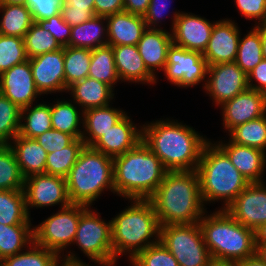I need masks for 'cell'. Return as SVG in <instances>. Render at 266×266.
<instances>
[{"instance_id":"680465c9","label":"cell","mask_w":266,"mask_h":266,"mask_svg":"<svg viewBox=\"0 0 266 266\" xmlns=\"http://www.w3.org/2000/svg\"><path fill=\"white\" fill-rule=\"evenodd\" d=\"M255 244L266 243V223L260 225L255 231Z\"/></svg>"},{"instance_id":"816d5d0a","label":"cell","mask_w":266,"mask_h":266,"mask_svg":"<svg viewBox=\"0 0 266 266\" xmlns=\"http://www.w3.org/2000/svg\"><path fill=\"white\" fill-rule=\"evenodd\" d=\"M247 76L250 89L266 94V59H263Z\"/></svg>"},{"instance_id":"681fc988","label":"cell","mask_w":266,"mask_h":266,"mask_svg":"<svg viewBox=\"0 0 266 266\" xmlns=\"http://www.w3.org/2000/svg\"><path fill=\"white\" fill-rule=\"evenodd\" d=\"M168 3L171 4L172 0H150L148 9L143 16L148 29H162L160 25L164 22L162 19L166 15L168 17L166 13L170 12Z\"/></svg>"},{"instance_id":"30bf717a","label":"cell","mask_w":266,"mask_h":266,"mask_svg":"<svg viewBox=\"0 0 266 266\" xmlns=\"http://www.w3.org/2000/svg\"><path fill=\"white\" fill-rule=\"evenodd\" d=\"M159 241L179 266H207L212 258L198 223L160 226Z\"/></svg>"},{"instance_id":"4dcf8cb0","label":"cell","mask_w":266,"mask_h":266,"mask_svg":"<svg viewBox=\"0 0 266 266\" xmlns=\"http://www.w3.org/2000/svg\"><path fill=\"white\" fill-rule=\"evenodd\" d=\"M31 218L25 224H0V258L16 255L33 243Z\"/></svg>"},{"instance_id":"c3c4849f","label":"cell","mask_w":266,"mask_h":266,"mask_svg":"<svg viewBox=\"0 0 266 266\" xmlns=\"http://www.w3.org/2000/svg\"><path fill=\"white\" fill-rule=\"evenodd\" d=\"M62 3L63 0H27L34 22L60 14Z\"/></svg>"},{"instance_id":"4316f807","label":"cell","mask_w":266,"mask_h":266,"mask_svg":"<svg viewBox=\"0 0 266 266\" xmlns=\"http://www.w3.org/2000/svg\"><path fill=\"white\" fill-rule=\"evenodd\" d=\"M8 145L25 179L31 175L45 174L47 152L36 139L16 135Z\"/></svg>"},{"instance_id":"d6986e66","label":"cell","mask_w":266,"mask_h":266,"mask_svg":"<svg viewBox=\"0 0 266 266\" xmlns=\"http://www.w3.org/2000/svg\"><path fill=\"white\" fill-rule=\"evenodd\" d=\"M241 33L235 20L230 18L217 20L207 47L202 53L207 65L235 62Z\"/></svg>"},{"instance_id":"be15d7a7","label":"cell","mask_w":266,"mask_h":266,"mask_svg":"<svg viewBox=\"0 0 266 266\" xmlns=\"http://www.w3.org/2000/svg\"><path fill=\"white\" fill-rule=\"evenodd\" d=\"M0 4H18L27 6V0H0Z\"/></svg>"},{"instance_id":"ab89813d","label":"cell","mask_w":266,"mask_h":266,"mask_svg":"<svg viewBox=\"0 0 266 266\" xmlns=\"http://www.w3.org/2000/svg\"><path fill=\"white\" fill-rule=\"evenodd\" d=\"M24 181L13 150L9 145H0V191L23 190Z\"/></svg>"},{"instance_id":"f6af8a7d","label":"cell","mask_w":266,"mask_h":266,"mask_svg":"<svg viewBox=\"0 0 266 266\" xmlns=\"http://www.w3.org/2000/svg\"><path fill=\"white\" fill-rule=\"evenodd\" d=\"M41 27L49 31L61 47L69 45L71 26L65 22L61 13L37 22Z\"/></svg>"},{"instance_id":"7bdbcfd3","label":"cell","mask_w":266,"mask_h":266,"mask_svg":"<svg viewBox=\"0 0 266 266\" xmlns=\"http://www.w3.org/2000/svg\"><path fill=\"white\" fill-rule=\"evenodd\" d=\"M26 60L24 38L0 34V74Z\"/></svg>"},{"instance_id":"7c38bea8","label":"cell","mask_w":266,"mask_h":266,"mask_svg":"<svg viewBox=\"0 0 266 266\" xmlns=\"http://www.w3.org/2000/svg\"><path fill=\"white\" fill-rule=\"evenodd\" d=\"M24 194L27 213L30 209L60 205V209L71 205L66 178L50 175L35 174L24 181Z\"/></svg>"},{"instance_id":"74e56055","label":"cell","mask_w":266,"mask_h":266,"mask_svg":"<svg viewBox=\"0 0 266 266\" xmlns=\"http://www.w3.org/2000/svg\"><path fill=\"white\" fill-rule=\"evenodd\" d=\"M228 136L229 140L235 144L254 147L266 152V115L233 128Z\"/></svg>"},{"instance_id":"5bb4252c","label":"cell","mask_w":266,"mask_h":266,"mask_svg":"<svg viewBox=\"0 0 266 266\" xmlns=\"http://www.w3.org/2000/svg\"><path fill=\"white\" fill-rule=\"evenodd\" d=\"M170 27L172 41L187 50L203 53L216 21L184 11H173Z\"/></svg>"},{"instance_id":"60d3db41","label":"cell","mask_w":266,"mask_h":266,"mask_svg":"<svg viewBox=\"0 0 266 266\" xmlns=\"http://www.w3.org/2000/svg\"><path fill=\"white\" fill-rule=\"evenodd\" d=\"M24 45L28 59L62 48L53 35L37 22H34L25 34Z\"/></svg>"},{"instance_id":"8fae6325","label":"cell","mask_w":266,"mask_h":266,"mask_svg":"<svg viewBox=\"0 0 266 266\" xmlns=\"http://www.w3.org/2000/svg\"><path fill=\"white\" fill-rule=\"evenodd\" d=\"M208 65L203 54L198 51L187 50L174 43L168 49L164 76L176 87H195L202 82L206 84Z\"/></svg>"},{"instance_id":"484cf974","label":"cell","mask_w":266,"mask_h":266,"mask_svg":"<svg viewBox=\"0 0 266 266\" xmlns=\"http://www.w3.org/2000/svg\"><path fill=\"white\" fill-rule=\"evenodd\" d=\"M67 93L83 112L107 106L115 97L114 90L109 85L90 77L72 84Z\"/></svg>"},{"instance_id":"5b68a950","label":"cell","mask_w":266,"mask_h":266,"mask_svg":"<svg viewBox=\"0 0 266 266\" xmlns=\"http://www.w3.org/2000/svg\"><path fill=\"white\" fill-rule=\"evenodd\" d=\"M196 172L205 207L208 203L223 201L218 208L226 210L250 184L231 163L227 154L211 139L203 148Z\"/></svg>"},{"instance_id":"94428289","label":"cell","mask_w":266,"mask_h":266,"mask_svg":"<svg viewBox=\"0 0 266 266\" xmlns=\"http://www.w3.org/2000/svg\"><path fill=\"white\" fill-rule=\"evenodd\" d=\"M105 266L102 264H98L96 266ZM57 266H91L90 264H86L85 262H70V261H66L63 259H60V261L58 262Z\"/></svg>"},{"instance_id":"91938a15","label":"cell","mask_w":266,"mask_h":266,"mask_svg":"<svg viewBox=\"0 0 266 266\" xmlns=\"http://www.w3.org/2000/svg\"><path fill=\"white\" fill-rule=\"evenodd\" d=\"M207 266H238V263L225 259L211 258Z\"/></svg>"},{"instance_id":"603a6c76","label":"cell","mask_w":266,"mask_h":266,"mask_svg":"<svg viewBox=\"0 0 266 266\" xmlns=\"http://www.w3.org/2000/svg\"><path fill=\"white\" fill-rule=\"evenodd\" d=\"M119 79L122 82L149 86L157 84V79L148 71L137 45L112 46Z\"/></svg>"},{"instance_id":"b9f144b4","label":"cell","mask_w":266,"mask_h":266,"mask_svg":"<svg viewBox=\"0 0 266 266\" xmlns=\"http://www.w3.org/2000/svg\"><path fill=\"white\" fill-rule=\"evenodd\" d=\"M21 109L0 92V145L19 134Z\"/></svg>"},{"instance_id":"e0dca14e","label":"cell","mask_w":266,"mask_h":266,"mask_svg":"<svg viewBox=\"0 0 266 266\" xmlns=\"http://www.w3.org/2000/svg\"><path fill=\"white\" fill-rule=\"evenodd\" d=\"M0 92L20 109L38 103L41 94L35 85L29 59L0 74Z\"/></svg>"},{"instance_id":"6f0895ef","label":"cell","mask_w":266,"mask_h":266,"mask_svg":"<svg viewBox=\"0 0 266 266\" xmlns=\"http://www.w3.org/2000/svg\"><path fill=\"white\" fill-rule=\"evenodd\" d=\"M259 31L261 43H262V55L263 59H266V23L254 25Z\"/></svg>"},{"instance_id":"9f6ffc18","label":"cell","mask_w":266,"mask_h":266,"mask_svg":"<svg viewBox=\"0 0 266 266\" xmlns=\"http://www.w3.org/2000/svg\"><path fill=\"white\" fill-rule=\"evenodd\" d=\"M238 266H266V263L263 262L258 256L257 254L246 258L243 261H240L238 263Z\"/></svg>"},{"instance_id":"ffe728a7","label":"cell","mask_w":266,"mask_h":266,"mask_svg":"<svg viewBox=\"0 0 266 266\" xmlns=\"http://www.w3.org/2000/svg\"><path fill=\"white\" fill-rule=\"evenodd\" d=\"M128 115L114 124L91 147L112 158L134 149L142 141V124H134Z\"/></svg>"},{"instance_id":"7dc6e473","label":"cell","mask_w":266,"mask_h":266,"mask_svg":"<svg viewBox=\"0 0 266 266\" xmlns=\"http://www.w3.org/2000/svg\"><path fill=\"white\" fill-rule=\"evenodd\" d=\"M238 13L255 24L266 23V0H234ZM258 20V21H257Z\"/></svg>"},{"instance_id":"db71d44e","label":"cell","mask_w":266,"mask_h":266,"mask_svg":"<svg viewBox=\"0 0 266 266\" xmlns=\"http://www.w3.org/2000/svg\"><path fill=\"white\" fill-rule=\"evenodd\" d=\"M150 0H124V11L144 16Z\"/></svg>"},{"instance_id":"d590c367","label":"cell","mask_w":266,"mask_h":266,"mask_svg":"<svg viewBox=\"0 0 266 266\" xmlns=\"http://www.w3.org/2000/svg\"><path fill=\"white\" fill-rule=\"evenodd\" d=\"M239 39L235 63L246 74L254 69L262 60V43L259 31L253 26L244 37Z\"/></svg>"},{"instance_id":"cb8c5ba5","label":"cell","mask_w":266,"mask_h":266,"mask_svg":"<svg viewBox=\"0 0 266 266\" xmlns=\"http://www.w3.org/2000/svg\"><path fill=\"white\" fill-rule=\"evenodd\" d=\"M107 19L108 45H137L147 30L146 22L141 15L126 11L118 12Z\"/></svg>"},{"instance_id":"f907efd6","label":"cell","mask_w":266,"mask_h":266,"mask_svg":"<svg viewBox=\"0 0 266 266\" xmlns=\"http://www.w3.org/2000/svg\"><path fill=\"white\" fill-rule=\"evenodd\" d=\"M62 18L71 27L84 23L95 16V10L72 9V6L61 4Z\"/></svg>"},{"instance_id":"d4e9b609","label":"cell","mask_w":266,"mask_h":266,"mask_svg":"<svg viewBox=\"0 0 266 266\" xmlns=\"http://www.w3.org/2000/svg\"><path fill=\"white\" fill-rule=\"evenodd\" d=\"M112 104L88 109L83 112L82 140L86 147H91L127 114L122 108L112 107Z\"/></svg>"},{"instance_id":"8d00e7d4","label":"cell","mask_w":266,"mask_h":266,"mask_svg":"<svg viewBox=\"0 0 266 266\" xmlns=\"http://www.w3.org/2000/svg\"><path fill=\"white\" fill-rule=\"evenodd\" d=\"M91 63V49L64 47L65 85L68 88L88 77Z\"/></svg>"},{"instance_id":"f1b7e54d","label":"cell","mask_w":266,"mask_h":266,"mask_svg":"<svg viewBox=\"0 0 266 266\" xmlns=\"http://www.w3.org/2000/svg\"><path fill=\"white\" fill-rule=\"evenodd\" d=\"M108 45L107 19L94 16L82 24L71 27L70 47L95 49Z\"/></svg>"},{"instance_id":"44dd1931","label":"cell","mask_w":266,"mask_h":266,"mask_svg":"<svg viewBox=\"0 0 266 266\" xmlns=\"http://www.w3.org/2000/svg\"><path fill=\"white\" fill-rule=\"evenodd\" d=\"M215 143L250 183H260L265 180L263 175L266 168V152L254 147L235 144L230 140H219Z\"/></svg>"},{"instance_id":"ee69618b","label":"cell","mask_w":266,"mask_h":266,"mask_svg":"<svg viewBox=\"0 0 266 266\" xmlns=\"http://www.w3.org/2000/svg\"><path fill=\"white\" fill-rule=\"evenodd\" d=\"M130 264L132 266H179L178 261L160 241L137 253L130 260Z\"/></svg>"},{"instance_id":"8992f818","label":"cell","mask_w":266,"mask_h":266,"mask_svg":"<svg viewBox=\"0 0 266 266\" xmlns=\"http://www.w3.org/2000/svg\"><path fill=\"white\" fill-rule=\"evenodd\" d=\"M207 213L199 225L212 258L239 263L256 254L254 230L237 222L226 210Z\"/></svg>"},{"instance_id":"6da1fadb","label":"cell","mask_w":266,"mask_h":266,"mask_svg":"<svg viewBox=\"0 0 266 266\" xmlns=\"http://www.w3.org/2000/svg\"><path fill=\"white\" fill-rule=\"evenodd\" d=\"M142 141L167 171H188L196 170L209 139L192 126L167 117L144 123Z\"/></svg>"},{"instance_id":"e575fe53","label":"cell","mask_w":266,"mask_h":266,"mask_svg":"<svg viewBox=\"0 0 266 266\" xmlns=\"http://www.w3.org/2000/svg\"><path fill=\"white\" fill-rule=\"evenodd\" d=\"M84 147V141L78 138L67 147L47 154L45 173L66 178Z\"/></svg>"},{"instance_id":"bcb514c9","label":"cell","mask_w":266,"mask_h":266,"mask_svg":"<svg viewBox=\"0 0 266 266\" xmlns=\"http://www.w3.org/2000/svg\"><path fill=\"white\" fill-rule=\"evenodd\" d=\"M35 139L44 148L47 154L56 150H61L75 140L72 135L54 129L44 132Z\"/></svg>"},{"instance_id":"9a60e30c","label":"cell","mask_w":266,"mask_h":266,"mask_svg":"<svg viewBox=\"0 0 266 266\" xmlns=\"http://www.w3.org/2000/svg\"><path fill=\"white\" fill-rule=\"evenodd\" d=\"M265 182L250 183L226 209L237 222L254 231L266 223Z\"/></svg>"},{"instance_id":"4fadbf2b","label":"cell","mask_w":266,"mask_h":266,"mask_svg":"<svg viewBox=\"0 0 266 266\" xmlns=\"http://www.w3.org/2000/svg\"><path fill=\"white\" fill-rule=\"evenodd\" d=\"M248 88V76L235 62L208 66L204 92L213 105L221 106Z\"/></svg>"},{"instance_id":"9c48e42d","label":"cell","mask_w":266,"mask_h":266,"mask_svg":"<svg viewBox=\"0 0 266 266\" xmlns=\"http://www.w3.org/2000/svg\"><path fill=\"white\" fill-rule=\"evenodd\" d=\"M101 213L88 207L80 216L72 244L95 264L114 266L111 220L102 219Z\"/></svg>"},{"instance_id":"f35d334b","label":"cell","mask_w":266,"mask_h":266,"mask_svg":"<svg viewBox=\"0 0 266 266\" xmlns=\"http://www.w3.org/2000/svg\"><path fill=\"white\" fill-rule=\"evenodd\" d=\"M60 259L55 252L33 242L25 252L4 258L2 266H57Z\"/></svg>"},{"instance_id":"3957f363","label":"cell","mask_w":266,"mask_h":266,"mask_svg":"<svg viewBox=\"0 0 266 266\" xmlns=\"http://www.w3.org/2000/svg\"><path fill=\"white\" fill-rule=\"evenodd\" d=\"M130 205L111 219L114 266L118 257L130 261L137 253L159 242L160 224L149 199H129Z\"/></svg>"},{"instance_id":"83f0119b","label":"cell","mask_w":266,"mask_h":266,"mask_svg":"<svg viewBox=\"0 0 266 266\" xmlns=\"http://www.w3.org/2000/svg\"><path fill=\"white\" fill-rule=\"evenodd\" d=\"M52 129L82 138L83 111L71 99L56 100L51 103Z\"/></svg>"},{"instance_id":"2e32d148","label":"cell","mask_w":266,"mask_h":266,"mask_svg":"<svg viewBox=\"0 0 266 266\" xmlns=\"http://www.w3.org/2000/svg\"><path fill=\"white\" fill-rule=\"evenodd\" d=\"M223 129L226 133L233 128L266 115V94L248 88L219 106Z\"/></svg>"},{"instance_id":"7402d4cb","label":"cell","mask_w":266,"mask_h":266,"mask_svg":"<svg viewBox=\"0 0 266 266\" xmlns=\"http://www.w3.org/2000/svg\"><path fill=\"white\" fill-rule=\"evenodd\" d=\"M173 43L171 31L148 29L143 33L137 47L148 71L157 79L156 73L163 71L167 62L168 49Z\"/></svg>"},{"instance_id":"d6a6232c","label":"cell","mask_w":266,"mask_h":266,"mask_svg":"<svg viewBox=\"0 0 266 266\" xmlns=\"http://www.w3.org/2000/svg\"><path fill=\"white\" fill-rule=\"evenodd\" d=\"M88 77L103 82L115 90V85L120 82V79L116 70L112 46L106 45L91 50Z\"/></svg>"},{"instance_id":"277c9868","label":"cell","mask_w":266,"mask_h":266,"mask_svg":"<svg viewBox=\"0 0 266 266\" xmlns=\"http://www.w3.org/2000/svg\"><path fill=\"white\" fill-rule=\"evenodd\" d=\"M114 189L119 197L149 199L167 170L160 159L141 141L134 149L113 157Z\"/></svg>"},{"instance_id":"11a10c76","label":"cell","mask_w":266,"mask_h":266,"mask_svg":"<svg viewBox=\"0 0 266 266\" xmlns=\"http://www.w3.org/2000/svg\"><path fill=\"white\" fill-rule=\"evenodd\" d=\"M66 6H72V9L95 10L94 0H63Z\"/></svg>"},{"instance_id":"f546056e","label":"cell","mask_w":266,"mask_h":266,"mask_svg":"<svg viewBox=\"0 0 266 266\" xmlns=\"http://www.w3.org/2000/svg\"><path fill=\"white\" fill-rule=\"evenodd\" d=\"M51 129V103L43 101L21 109L18 135L35 139Z\"/></svg>"},{"instance_id":"6125c7cd","label":"cell","mask_w":266,"mask_h":266,"mask_svg":"<svg viewBox=\"0 0 266 266\" xmlns=\"http://www.w3.org/2000/svg\"><path fill=\"white\" fill-rule=\"evenodd\" d=\"M257 256L266 263V243L255 244Z\"/></svg>"},{"instance_id":"1f68e13d","label":"cell","mask_w":266,"mask_h":266,"mask_svg":"<svg viewBox=\"0 0 266 266\" xmlns=\"http://www.w3.org/2000/svg\"><path fill=\"white\" fill-rule=\"evenodd\" d=\"M0 34L24 38L34 23L31 10L26 5L0 4Z\"/></svg>"},{"instance_id":"836d02e7","label":"cell","mask_w":266,"mask_h":266,"mask_svg":"<svg viewBox=\"0 0 266 266\" xmlns=\"http://www.w3.org/2000/svg\"><path fill=\"white\" fill-rule=\"evenodd\" d=\"M29 219L24 190L0 191V224H25Z\"/></svg>"},{"instance_id":"f5cc1de1","label":"cell","mask_w":266,"mask_h":266,"mask_svg":"<svg viewBox=\"0 0 266 266\" xmlns=\"http://www.w3.org/2000/svg\"><path fill=\"white\" fill-rule=\"evenodd\" d=\"M95 16H109L124 11V0H94Z\"/></svg>"},{"instance_id":"52a82bcc","label":"cell","mask_w":266,"mask_h":266,"mask_svg":"<svg viewBox=\"0 0 266 266\" xmlns=\"http://www.w3.org/2000/svg\"><path fill=\"white\" fill-rule=\"evenodd\" d=\"M66 184L72 204L91 207L104 191L115 194L113 158L85 146L70 169Z\"/></svg>"},{"instance_id":"7a4b0ae2","label":"cell","mask_w":266,"mask_h":266,"mask_svg":"<svg viewBox=\"0 0 266 266\" xmlns=\"http://www.w3.org/2000/svg\"><path fill=\"white\" fill-rule=\"evenodd\" d=\"M149 200L160 226L195 224L207 211L201 197L196 170L167 171Z\"/></svg>"},{"instance_id":"ba28073f","label":"cell","mask_w":266,"mask_h":266,"mask_svg":"<svg viewBox=\"0 0 266 266\" xmlns=\"http://www.w3.org/2000/svg\"><path fill=\"white\" fill-rule=\"evenodd\" d=\"M87 208L88 206L80 204L58 208L56 213L43 220L42 223L40 222L37 226L33 225V242L55 252L63 260L84 262L77 253L75 254V251L71 252L67 249L74 242L80 216Z\"/></svg>"},{"instance_id":"ac0fdd59","label":"cell","mask_w":266,"mask_h":266,"mask_svg":"<svg viewBox=\"0 0 266 266\" xmlns=\"http://www.w3.org/2000/svg\"><path fill=\"white\" fill-rule=\"evenodd\" d=\"M33 79L40 94L67 93L64 72V47L29 59Z\"/></svg>"}]
</instances>
